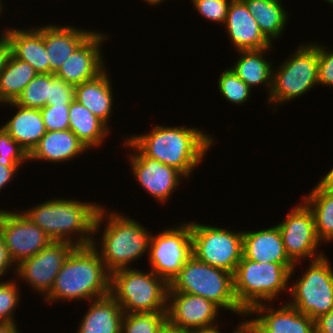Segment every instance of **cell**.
<instances>
[{
	"label": "cell",
	"mask_w": 333,
	"mask_h": 333,
	"mask_svg": "<svg viewBox=\"0 0 333 333\" xmlns=\"http://www.w3.org/2000/svg\"><path fill=\"white\" fill-rule=\"evenodd\" d=\"M218 79V89L229 102L242 105L249 99L251 88L231 69H225Z\"/></svg>",
	"instance_id": "34"
},
{
	"label": "cell",
	"mask_w": 333,
	"mask_h": 333,
	"mask_svg": "<svg viewBox=\"0 0 333 333\" xmlns=\"http://www.w3.org/2000/svg\"><path fill=\"white\" fill-rule=\"evenodd\" d=\"M300 203L287 213L283 222L277 224L286 254L294 264L305 258L311 261L312 257L316 260L324 256L322 252L314 254L321 245L316 235L314 215L304 201Z\"/></svg>",
	"instance_id": "13"
},
{
	"label": "cell",
	"mask_w": 333,
	"mask_h": 333,
	"mask_svg": "<svg viewBox=\"0 0 333 333\" xmlns=\"http://www.w3.org/2000/svg\"><path fill=\"white\" fill-rule=\"evenodd\" d=\"M29 155L9 133L0 127V163L3 166H22Z\"/></svg>",
	"instance_id": "35"
},
{
	"label": "cell",
	"mask_w": 333,
	"mask_h": 333,
	"mask_svg": "<svg viewBox=\"0 0 333 333\" xmlns=\"http://www.w3.org/2000/svg\"><path fill=\"white\" fill-rule=\"evenodd\" d=\"M15 283L11 280L0 282V323H16L13 311L19 304L20 293L18 284Z\"/></svg>",
	"instance_id": "36"
},
{
	"label": "cell",
	"mask_w": 333,
	"mask_h": 333,
	"mask_svg": "<svg viewBox=\"0 0 333 333\" xmlns=\"http://www.w3.org/2000/svg\"><path fill=\"white\" fill-rule=\"evenodd\" d=\"M307 269L289 287L293 299L287 303L315 320L333 310V270L325 255L312 260Z\"/></svg>",
	"instance_id": "9"
},
{
	"label": "cell",
	"mask_w": 333,
	"mask_h": 333,
	"mask_svg": "<svg viewBox=\"0 0 333 333\" xmlns=\"http://www.w3.org/2000/svg\"><path fill=\"white\" fill-rule=\"evenodd\" d=\"M145 2H147V4H152L153 6L155 4H160L161 2H163L164 0H144Z\"/></svg>",
	"instance_id": "50"
},
{
	"label": "cell",
	"mask_w": 333,
	"mask_h": 333,
	"mask_svg": "<svg viewBox=\"0 0 333 333\" xmlns=\"http://www.w3.org/2000/svg\"><path fill=\"white\" fill-rule=\"evenodd\" d=\"M238 333H254V327L248 320H244L238 325Z\"/></svg>",
	"instance_id": "47"
},
{
	"label": "cell",
	"mask_w": 333,
	"mask_h": 333,
	"mask_svg": "<svg viewBox=\"0 0 333 333\" xmlns=\"http://www.w3.org/2000/svg\"><path fill=\"white\" fill-rule=\"evenodd\" d=\"M250 314L258 315L248 320L254 327V333H315V320L288 303L278 309L267 303L258 304L246 316Z\"/></svg>",
	"instance_id": "18"
},
{
	"label": "cell",
	"mask_w": 333,
	"mask_h": 333,
	"mask_svg": "<svg viewBox=\"0 0 333 333\" xmlns=\"http://www.w3.org/2000/svg\"><path fill=\"white\" fill-rule=\"evenodd\" d=\"M14 264L13 260L11 259L7 247L3 239L0 237V276H4L8 272L9 267ZM5 273V274H4Z\"/></svg>",
	"instance_id": "42"
},
{
	"label": "cell",
	"mask_w": 333,
	"mask_h": 333,
	"mask_svg": "<svg viewBox=\"0 0 333 333\" xmlns=\"http://www.w3.org/2000/svg\"><path fill=\"white\" fill-rule=\"evenodd\" d=\"M168 292L202 296L220 309L246 316L235 298L233 273L203 263L194 255L184 263L180 273L169 284Z\"/></svg>",
	"instance_id": "6"
},
{
	"label": "cell",
	"mask_w": 333,
	"mask_h": 333,
	"mask_svg": "<svg viewBox=\"0 0 333 333\" xmlns=\"http://www.w3.org/2000/svg\"><path fill=\"white\" fill-rule=\"evenodd\" d=\"M321 189L333 193V167L317 184Z\"/></svg>",
	"instance_id": "45"
},
{
	"label": "cell",
	"mask_w": 333,
	"mask_h": 333,
	"mask_svg": "<svg viewBox=\"0 0 333 333\" xmlns=\"http://www.w3.org/2000/svg\"><path fill=\"white\" fill-rule=\"evenodd\" d=\"M125 141L126 146L134 149L129 158L135 179L151 197L166 202L179 185L180 178L185 176L177 169L145 156L128 138Z\"/></svg>",
	"instance_id": "16"
},
{
	"label": "cell",
	"mask_w": 333,
	"mask_h": 333,
	"mask_svg": "<svg viewBox=\"0 0 333 333\" xmlns=\"http://www.w3.org/2000/svg\"><path fill=\"white\" fill-rule=\"evenodd\" d=\"M192 3L203 18L224 24L231 0H192Z\"/></svg>",
	"instance_id": "38"
},
{
	"label": "cell",
	"mask_w": 333,
	"mask_h": 333,
	"mask_svg": "<svg viewBox=\"0 0 333 333\" xmlns=\"http://www.w3.org/2000/svg\"><path fill=\"white\" fill-rule=\"evenodd\" d=\"M250 14L255 18L260 31L272 42L281 37L288 21L281 0H242ZM272 40V41H271Z\"/></svg>",
	"instance_id": "29"
},
{
	"label": "cell",
	"mask_w": 333,
	"mask_h": 333,
	"mask_svg": "<svg viewBox=\"0 0 333 333\" xmlns=\"http://www.w3.org/2000/svg\"><path fill=\"white\" fill-rule=\"evenodd\" d=\"M69 106L70 104L46 105L40 109L46 131L69 129Z\"/></svg>",
	"instance_id": "37"
},
{
	"label": "cell",
	"mask_w": 333,
	"mask_h": 333,
	"mask_svg": "<svg viewBox=\"0 0 333 333\" xmlns=\"http://www.w3.org/2000/svg\"><path fill=\"white\" fill-rule=\"evenodd\" d=\"M194 333H221L217 327L210 328V329H204V330H198L195 331Z\"/></svg>",
	"instance_id": "49"
},
{
	"label": "cell",
	"mask_w": 333,
	"mask_h": 333,
	"mask_svg": "<svg viewBox=\"0 0 333 333\" xmlns=\"http://www.w3.org/2000/svg\"><path fill=\"white\" fill-rule=\"evenodd\" d=\"M5 104L18 109L2 127L29 155L47 132L41 111L40 109L19 106L15 102Z\"/></svg>",
	"instance_id": "24"
},
{
	"label": "cell",
	"mask_w": 333,
	"mask_h": 333,
	"mask_svg": "<svg viewBox=\"0 0 333 333\" xmlns=\"http://www.w3.org/2000/svg\"><path fill=\"white\" fill-rule=\"evenodd\" d=\"M193 255L191 222L166 228L151 235L149 262L151 271L168 284L180 273L184 263Z\"/></svg>",
	"instance_id": "11"
},
{
	"label": "cell",
	"mask_w": 333,
	"mask_h": 333,
	"mask_svg": "<svg viewBox=\"0 0 333 333\" xmlns=\"http://www.w3.org/2000/svg\"><path fill=\"white\" fill-rule=\"evenodd\" d=\"M315 333H333V310L315 319Z\"/></svg>",
	"instance_id": "41"
},
{
	"label": "cell",
	"mask_w": 333,
	"mask_h": 333,
	"mask_svg": "<svg viewBox=\"0 0 333 333\" xmlns=\"http://www.w3.org/2000/svg\"><path fill=\"white\" fill-rule=\"evenodd\" d=\"M100 208L96 203L54 198L22 213L52 241L68 242L77 247L91 245ZM73 233L78 234L76 239H72Z\"/></svg>",
	"instance_id": "3"
},
{
	"label": "cell",
	"mask_w": 333,
	"mask_h": 333,
	"mask_svg": "<svg viewBox=\"0 0 333 333\" xmlns=\"http://www.w3.org/2000/svg\"><path fill=\"white\" fill-rule=\"evenodd\" d=\"M293 53L273 70L269 104L289 102L318 85V44H302Z\"/></svg>",
	"instance_id": "8"
},
{
	"label": "cell",
	"mask_w": 333,
	"mask_h": 333,
	"mask_svg": "<svg viewBox=\"0 0 333 333\" xmlns=\"http://www.w3.org/2000/svg\"><path fill=\"white\" fill-rule=\"evenodd\" d=\"M73 26L47 25L42 27L50 74H55L74 51L92 34Z\"/></svg>",
	"instance_id": "21"
},
{
	"label": "cell",
	"mask_w": 333,
	"mask_h": 333,
	"mask_svg": "<svg viewBox=\"0 0 333 333\" xmlns=\"http://www.w3.org/2000/svg\"><path fill=\"white\" fill-rule=\"evenodd\" d=\"M224 25L232 45L238 51L263 49L273 44L260 31L242 0H231Z\"/></svg>",
	"instance_id": "19"
},
{
	"label": "cell",
	"mask_w": 333,
	"mask_h": 333,
	"mask_svg": "<svg viewBox=\"0 0 333 333\" xmlns=\"http://www.w3.org/2000/svg\"><path fill=\"white\" fill-rule=\"evenodd\" d=\"M146 134L128 139L147 157L173 167L185 178L202 161L213 138L194 127L157 125Z\"/></svg>",
	"instance_id": "1"
},
{
	"label": "cell",
	"mask_w": 333,
	"mask_h": 333,
	"mask_svg": "<svg viewBox=\"0 0 333 333\" xmlns=\"http://www.w3.org/2000/svg\"><path fill=\"white\" fill-rule=\"evenodd\" d=\"M69 129L89 150L103 143L109 127L75 99L69 106Z\"/></svg>",
	"instance_id": "27"
},
{
	"label": "cell",
	"mask_w": 333,
	"mask_h": 333,
	"mask_svg": "<svg viewBox=\"0 0 333 333\" xmlns=\"http://www.w3.org/2000/svg\"><path fill=\"white\" fill-rule=\"evenodd\" d=\"M232 333H238V327H237V329H236L234 332H232Z\"/></svg>",
	"instance_id": "53"
},
{
	"label": "cell",
	"mask_w": 333,
	"mask_h": 333,
	"mask_svg": "<svg viewBox=\"0 0 333 333\" xmlns=\"http://www.w3.org/2000/svg\"><path fill=\"white\" fill-rule=\"evenodd\" d=\"M0 237L14 267L44 249L52 240L22 212L0 210Z\"/></svg>",
	"instance_id": "12"
},
{
	"label": "cell",
	"mask_w": 333,
	"mask_h": 333,
	"mask_svg": "<svg viewBox=\"0 0 333 333\" xmlns=\"http://www.w3.org/2000/svg\"><path fill=\"white\" fill-rule=\"evenodd\" d=\"M271 47L257 50H240L238 61L231 67L235 74L250 88L265 85L270 95L272 89L273 68L272 63L267 61L264 53Z\"/></svg>",
	"instance_id": "28"
},
{
	"label": "cell",
	"mask_w": 333,
	"mask_h": 333,
	"mask_svg": "<svg viewBox=\"0 0 333 333\" xmlns=\"http://www.w3.org/2000/svg\"><path fill=\"white\" fill-rule=\"evenodd\" d=\"M10 55V43L6 32L0 37V73L2 72L8 56Z\"/></svg>",
	"instance_id": "44"
},
{
	"label": "cell",
	"mask_w": 333,
	"mask_h": 333,
	"mask_svg": "<svg viewBox=\"0 0 333 333\" xmlns=\"http://www.w3.org/2000/svg\"><path fill=\"white\" fill-rule=\"evenodd\" d=\"M167 325V312L125 313L121 333H161Z\"/></svg>",
	"instance_id": "32"
},
{
	"label": "cell",
	"mask_w": 333,
	"mask_h": 333,
	"mask_svg": "<svg viewBox=\"0 0 333 333\" xmlns=\"http://www.w3.org/2000/svg\"><path fill=\"white\" fill-rule=\"evenodd\" d=\"M90 302L76 333H121L125 313L120 304L110 294Z\"/></svg>",
	"instance_id": "25"
},
{
	"label": "cell",
	"mask_w": 333,
	"mask_h": 333,
	"mask_svg": "<svg viewBox=\"0 0 333 333\" xmlns=\"http://www.w3.org/2000/svg\"><path fill=\"white\" fill-rule=\"evenodd\" d=\"M39 73L11 53L0 73V103L15 102L27 84Z\"/></svg>",
	"instance_id": "30"
},
{
	"label": "cell",
	"mask_w": 333,
	"mask_h": 333,
	"mask_svg": "<svg viewBox=\"0 0 333 333\" xmlns=\"http://www.w3.org/2000/svg\"><path fill=\"white\" fill-rule=\"evenodd\" d=\"M318 84L333 87V50L318 44Z\"/></svg>",
	"instance_id": "40"
},
{
	"label": "cell",
	"mask_w": 333,
	"mask_h": 333,
	"mask_svg": "<svg viewBox=\"0 0 333 333\" xmlns=\"http://www.w3.org/2000/svg\"><path fill=\"white\" fill-rule=\"evenodd\" d=\"M307 195L303 201L314 215L317 238L320 242H330L333 240V193L316 185Z\"/></svg>",
	"instance_id": "31"
},
{
	"label": "cell",
	"mask_w": 333,
	"mask_h": 333,
	"mask_svg": "<svg viewBox=\"0 0 333 333\" xmlns=\"http://www.w3.org/2000/svg\"><path fill=\"white\" fill-rule=\"evenodd\" d=\"M296 265L259 263L242 256L233 274L234 294L239 306L247 313L258 304L274 300L279 293L289 292L288 282Z\"/></svg>",
	"instance_id": "5"
},
{
	"label": "cell",
	"mask_w": 333,
	"mask_h": 333,
	"mask_svg": "<svg viewBox=\"0 0 333 333\" xmlns=\"http://www.w3.org/2000/svg\"><path fill=\"white\" fill-rule=\"evenodd\" d=\"M167 303L168 326L173 329L195 332L218 326L219 307L202 296L168 292Z\"/></svg>",
	"instance_id": "15"
},
{
	"label": "cell",
	"mask_w": 333,
	"mask_h": 333,
	"mask_svg": "<svg viewBox=\"0 0 333 333\" xmlns=\"http://www.w3.org/2000/svg\"><path fill=\"white\" fill-rule=\"evenodd\" d=\"M326 2H328L329 4H333V0H325Z\"/></svg>",
	"instance_id": "52"
},
{
	"label": "cell",
	"mask_w": 333,
	"mask_h": 333,
	"mask_svg": "<svg viewBox=\"0 0 333 333\" xmlns=\"http://www.w3.org/2000/svg\"><path fill=\"white\" fill-rule=\"evenodd\" d=\"M75 86L50 74V92L47 105L70 104L74 100Z\"/></svg>",
	"instance_id": "39"
},
{
	"label": "cell",
	"mask_w": 333,
	"mask_h": 333,
	"mask_svg": "<svg viewBox=\"0 0 333 333\" xmlns=\"http://www.w3.org/2000/svg\"><path fill=\"white\" fill-rule=\"evenodd\" d=\"M161 333H194V332L176 330L167 325Z\"/></svg>",
	"instance_id": "48"
},
{
	"label": "cell",
	"mask_w": 333,
	"mask_h": 333,
	"mask_svg": "<svg viewBox=\"0 0 333 333\" xmlns=\"http://www.w3.org/2000/svg\"><path fill=\"white\" fill-rule=\"evenodd\" d=\"M243 256L259 263L295 266L286 254L278 226L257 231H243Z\"/></svg>",
	"instance_id": "20"
},
{
	"label": "cell",
	"mask_w": 333,
	"mask_h": 333,
	"mask_svg": "<svg viewBox=\"0 0 333 333\" xmlns=\"http://www.w3.org/2000/svg\"><path fill=\"white\" fill-rule=\"evenodd\" d=\"M192 253L203 263L235 273L243 256V231L191 223Z\"/></svg>",
	"instance_id": "10"
},
{
	"label": "cell",
	"mask_w": 333,
	"mask_h": 333,
	"mask_svg": "<svg viewBox=\"0 0 333 333\" xmlns=\"http://www.w3.org/2000/svg\"><path fill=\"white\" fill-rule=\"evenodd\" d=\"M86 150L70 129L47 131L29 154L28 161L64 162L74 159Z\"/></svg>",
	"instance_id": "23"
},
{
	"label": "cell",
	"mask_w": 333,
	"mask_h": 333,
	"mask_svg": "<svg viewBox=\"0 0 333 333\" xmlns=\"http://www.w3.org/2000/svg\"><path fill=\"white\" fill-rule=\"evenodd\" d=\"M50 92V73H39L24 88L15 103L26 108L42 109Z\"/></svg>",
	"instance_id": "33"
},
{
	"label": "cell",
	"mask_w": 333,
	"mask_h": 333,
	"mask_svg": "<svg viewBox=\"0 0 333 333\" xmlns=\"http://www.w3.org/2000/svg\"><path fill=\"white\" fill-rule=\"evenodd\" d=\"M75 247L74 244L68 242H50L36 255L16 265L15 271L18 278L24 279L37 292H41L46 297L50 293L63 263Z\"/></svg>",
	"instance_id": "14"
},
{
	"label": "cell",
	"mask_w": 333,
	"mask_h": 333,
	"mask_svg": "<svg viewBox=\"0 0 333 333\" xmlns=\"http://www.w3.org/2000/svg\"><path fill=\"white\" fill-rule=\"evenodd\" d=\"M110 280L97 250L92 245L77 246L63 263L45 301L102 298L110 294Z\"/></svg>",
	"instance_id": "2"
},
{
	"label": "cell",
	"mask_w": 333,
	"mask_h": 333,
	"mask_svg": "<svg viewBox=\"0 0 333 333\" xmlns=\"http://www.w3.org/2000/svg\"><path fill=\"white\" fill-rule=\"evenodd\" d=\"M107 37V35L93 30V33L58 69L55 76L73 86L97 77L106 69L100 46Z\"/></svg>",
	"instance_id": "17"
},
{
	"label": "cell",
	"mask_w": 333,
	"mask_h": 333,
	"mask_svg": "<svg viewBox=\"0 0 333 333\" xmlns=\"http://www.w3.org/2000/svg\"><path fill=\"white\" fill-rule=\"evenodd\" d=\"M105 219H107V225L101 233L102 247L96 244V239L92 240L91 245L97 250L107 271L112 274L115 271L130 268L128 265L132 261H136L144 253L147 254L152 233L149 234L139 222L121 213L107 214L101 205L95 220L94 235L97 234L95 232H100L101 223Z\"/></svg>",
	"instance_id": "4"
},
{
	"label": "cell",
	"mask_w": 333,
	"mask_h": 333,
	"mask_svg": "<svg viewBox=\"0 0 333 333\" xmlns=\"http://www.w3.org/2000/svg\"><path fill=\"white\" fill-rule=\"evenodd\" d=\"M21 166H3L0 163V191L3 189L9 181L13 180L14 175L18 172Z\"/></svg>",
	"instance_id": "43"
},
{
	"label": "cell",
	"mask_w": 333,
	"mask_h": 333,
	"mask_svg": "<svg viewBox=\"0 0 333 333\" xmlns=\"http://www.w3.org/2000/svg\"><path fill=\"white\" fill-rule=\"evenodd\" d=\"M169 284L154 272L128 268L111 274L110 295L124 313L167 312Z\"/></svg>",
	"instance_id": "7"
},
{
	"label": "cell",
	"mask_w": 333,
	"mask_h": 333,
	"mask_svg": "<svg viewBox=\"0 0 333 333\" xmlns=\"http://www.w3.org/2000/svg\"><path fill=\"white\" fill-rule=\"evenodd\" d=\"M2 5H3V3L0 0V14L2 13L1 11L3 10Z\"/></svg>",
	"instance_id": "51"
},
{
	"label": "cell",
	"mask_w": 333,
	"mask_h": 333,
	"mask_svg": "<svg viewBox=\"0 0 333 333\" xmlns=\"http://www.w3.org/2000/svg\"><path fill=\"white\" fill-rule=\"evenodd\" d=\"M10 53L29 63L38 73H50V63L42 36V27L36 29H6Z\"/></svg>",
	"instance_id": "22"
},
{
	"label": "cell",
	"mask_w": 333,
	"mask_h": 333,
	"mask_svg": "<svg viewBox=\"0 0 333 333\" xmlns=\"http://www.w3.org/2000/svg\"><path fill=\"white\" fill-rule=\"evenodd\" d=\"M106 69L97 77L75 86L74 99L107 126L112 113L113 92Z\"/></svg>",
	"instance_id": "26"
},
{
	"label": "cell",
	"mask_w": 333,
	"mask_h": 333,
	"mask_svg": "<svg viewBox=\"0 0 333 333\" xmlns=\"http://www.w3.org/2000/svg\"><path fill=\"white\" fill-rule=\"evenodd\" d=\"M0 333H20L15 323H0Z\"/></svg>",
	"instance_id": "46"
}]
</instances>
